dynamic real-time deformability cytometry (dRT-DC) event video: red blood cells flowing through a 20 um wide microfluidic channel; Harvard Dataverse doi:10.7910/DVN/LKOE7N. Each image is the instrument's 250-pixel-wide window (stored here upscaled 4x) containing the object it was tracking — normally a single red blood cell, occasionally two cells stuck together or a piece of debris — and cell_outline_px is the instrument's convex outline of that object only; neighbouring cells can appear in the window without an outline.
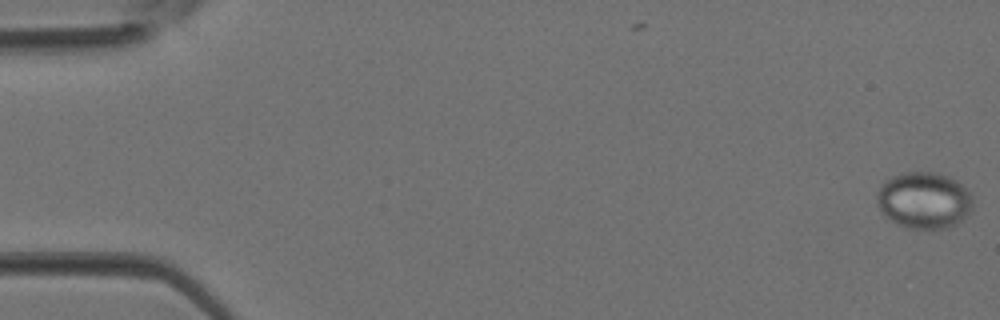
{"species": "Egyptian fruit bat (a non-hibernating species)", "species_latin": "Rousettus aegyptiacus", "temperature_condition": "room temperature", "stored_images_in_passage": 4, "camera_frame_rate_fps": 3000, "um_per_image_px": 0.085, "animal": {"sex": "female"}, "frame": {"image": 1, "passage_image": 1, "time_ms": 0.0, "image_size_px": [1000, 320], "cell_outline_px": [[972, 208], [956, 224], [948, 228], [908, 228], [896, 224], [888, 220], [884, 216], [876, 204], [876, 196], [880, 188], [892, 176], [904, 172], [936, 172], [948, 176], [956, 180], [972, 196]], "centroid_in_image_um": [78.51, 17.03], "position_along_channel_um": 6.5, "area_um2": 31.5}}